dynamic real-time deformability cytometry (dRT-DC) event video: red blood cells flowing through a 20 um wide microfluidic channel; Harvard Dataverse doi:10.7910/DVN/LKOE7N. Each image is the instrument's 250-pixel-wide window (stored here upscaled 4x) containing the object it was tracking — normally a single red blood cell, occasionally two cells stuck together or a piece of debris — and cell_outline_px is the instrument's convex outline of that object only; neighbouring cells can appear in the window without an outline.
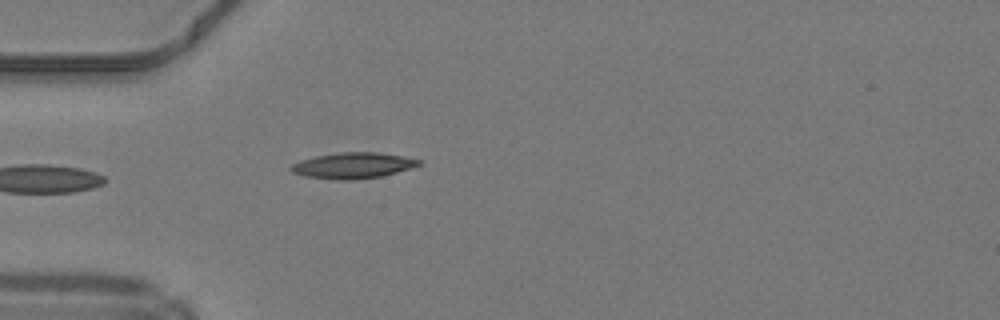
{"species": "common noctule bat (a hibernating species)", "species_latin": "Nyctalus noctula", "temperature_condition": "warm", "stored_images_in_passage": 22, "camera_frame_rate_fps": 3000, "um_per_image_px": 0.085, "animal": {"sex": "male", "body_mass_g": 19.2, "forearm_length_mm": 51.8}, "frame": {"image": 1, "passage_image": 1, "time_ms": 0.0, "image_size_px": [1000, 320], "cell_outline_px": [[424, 164], [396, 172], [380, 176], [348, 180], [336, 180], [304, 176], [292, 172], [288, 168], [292, 164], [300, 160], [316, 156], [340, 152], [376, 152], [404, 156], [424, 160]], "centroid_in_image_um": [30.02, 14.06], "position_along_channel_um": 55.0, "area_um2": 19.36}}